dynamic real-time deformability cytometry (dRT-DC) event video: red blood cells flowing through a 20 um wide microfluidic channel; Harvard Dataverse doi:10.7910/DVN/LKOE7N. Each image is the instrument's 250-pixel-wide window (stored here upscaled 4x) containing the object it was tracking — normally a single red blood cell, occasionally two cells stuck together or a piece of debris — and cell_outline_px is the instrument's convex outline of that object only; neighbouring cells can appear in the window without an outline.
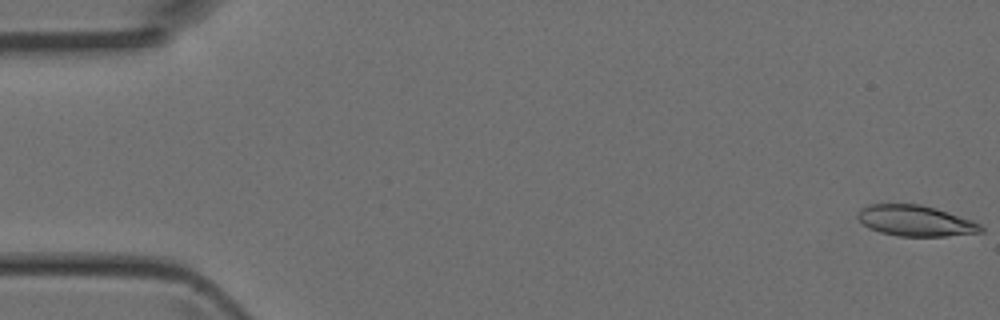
{"species": "Egyptian fruit bat (a non-hibernating species)", "species_latin": "Rousettus aegyptiacus", "temperature_condition": "room temperature", "stored_images_in_passage": 5, "camera_frame_rate_fps": 3000, "um_per_image_px": 0.085, "animal": {"sex": "female"}, "frame": {"image": 1, "passage_image": 1, "time_ms": 0.0, "image_size_px": [1000, 320], "cell_outline_px": [[984, 232], [948, 236], [896, 236], [880, 232], [868, 228], [856, 216], [856, 212], [860, 208], [868, 204], [920, 204], [936, 208], [972, 220], [980, 224], [984, 228]], "centroid_in_image_um": [77.8, 18.76], "position_along_channel_um": 7.2, "area_um2": 22.31}}
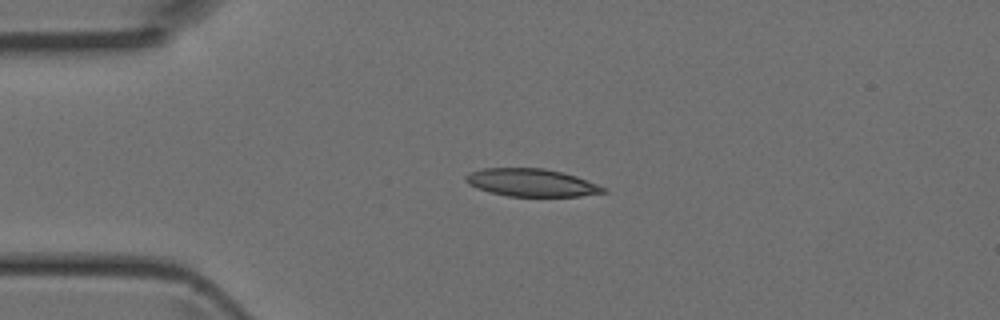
{"frame": {"image": 2, "passage_image": 3, "time_ms": 0.667, "image_size_px": [1000, 320], "cell_outline_px": [[608, 192], [580, 196], [508, 196], [488, 192], [476, 188], [468, 184], [464, 180], [464, 176], [468, 172], [484, 168], [544, 168], [576, 176], [608, 188]], "centroid_in_image_um": [45.15, 15.52], "position_along_channel_um": 39.9, "area_um2": 22.37}}
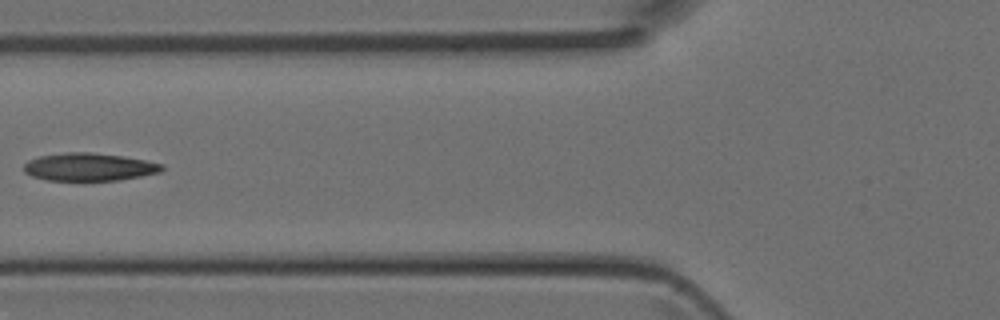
{"frame": {"image": 3, "passage_image": 5, "time_ms": 1.333, "image_size_px": [1000, 320], "cell_outline_px": [[164, 168], [160, 172], [120, 180], [48, 180], [32, 176], [24, 172], [24, 164], [28, 160], [40, 156], [68, 152], [92, 152], [120, 156], [144, 160], [164, 164]], "centroid_in_image_um": [7.57, 14.19], "position_along_channel_um": 118.2, "area_um2": 22.2}}